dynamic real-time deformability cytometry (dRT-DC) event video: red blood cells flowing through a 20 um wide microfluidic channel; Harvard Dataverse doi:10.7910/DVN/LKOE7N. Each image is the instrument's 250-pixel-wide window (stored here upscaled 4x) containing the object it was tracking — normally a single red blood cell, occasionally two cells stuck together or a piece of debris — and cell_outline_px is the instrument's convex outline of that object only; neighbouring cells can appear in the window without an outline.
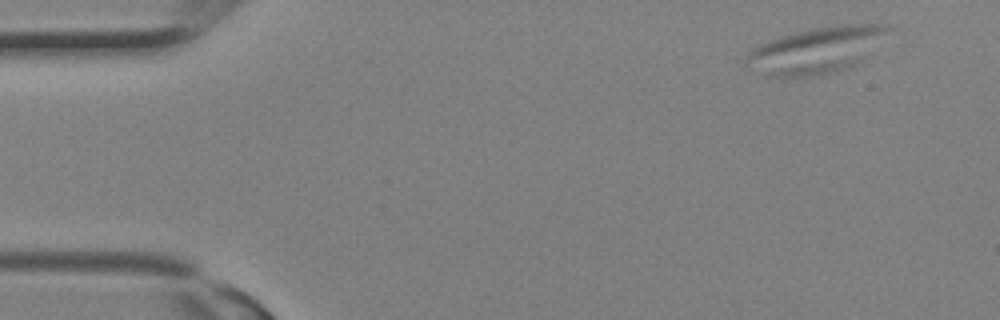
{"species": "Egyptian fruit bat (a non-hibernating species)", "species_latin": "Rousettus aegyptiacus", "temperature_condition": "room temperature", "stored_images_in_passage": 13, "camera_frame_rate_fps": 3000, "um_per_image_px": 0.085, "animal": {"sex": "female"}, "frame": {"image": 1, "passage_image": 1, "time_ms": 0.0, "image_size_px": [1000, 320], "cell_outline_px": [[896, 28], [856, 64], [840, 72], [812, 76], [764, 76], [744, 64], [744, 56], [752, 48], [760, 44], [796, 32], [812, 28], [840, 24], [888, 24]], "centroid_in_image_um": [69.42, 4.26], "position_along_channel_um": 15.6, "area_um2": 38.49}}